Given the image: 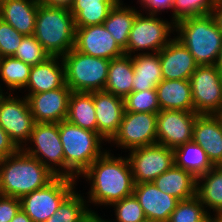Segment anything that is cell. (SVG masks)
<instances>
[{"instance_id":"obj_44","label":"cell","mask_w":222,"mask_h":222,"mask_svg":"<svg viewBox=\"0 0 222 222\" xmlns=\"http://www.w3.org/2000/svg\"><path fill=\"white\" fill-rule=\"evenodd\" d=\"M212 14L215 17L219 28L222 30V0H216Z\"/></svg>"},{"instance_id":"obj_22","label":"cell","mask_w":222,"mask_h":222,"mask_svg":"<svg viewBox=\"0 0 222 222\" xmlns=\"http://www.w3.org/2000/svg\"><path fill=\"white\" fill-rule=\"evenodd\" d=\"M39 0H4L0 8V18L19 33L33 35Z\"/></svg>"},{"instance_id":"obj_17","label":"cell","mask_w":222,"mask_h":222,"mask_svg":"<svg viewBox=\"0 0 222 222\" xmlns=\"http://www.w3.org/2000/svg\"><path fill=\"white\" fill-rule=\"evenodd\" d=\"M97 133L111 141L119 130L125 111L124 98L105 90L93 91Z\"/></svg>"},{"instance_id":"obj_18","label":"cell","mask_w":222,"mask_h":222,"mask_svg":"<svg viewBox=\"0 0 222 222\" xmlns=\"http://www.w3.org/2000/svg\"><path fill=\"white\" fill-rule=\"evenodd\" d=\"M192 141L201 146L214 166L222 165V114H199Z\"/></svg>"},{"instance_id":"obj_24","label":"cell","mask_w":222,"mask_h":222,"mask_svg":"<svg viewBox=\"0 0 222 222\" xmlns=\"http://www.w3.org/2000/svg\"><path fill=\"white\" fill-rule=\"evenodd\" d=\"M153 183L159 190L172 195L179 201L196 195L197 178L175 165L157 177Z\"/></svg>"},{"instance_id":"obj_37","label":"cell","mask_w":222,"mask_h":222,"mask_svg":"<svg viewBox=\"0 0 222 222\" xmlns=\"http://www.w3.org/2000/svg\"><path fill=\"white\" fill-rule=\"evenodd\" d=\"M12 57L34 66L45 62L51 56L34 35H26Z\"/></svg>"},{"instance_id":"obj_20","label":"cell","mask_w":222,"mask_h":222,"mask_svg":"<svg viewBox=\"0 0 222 222\" xmlns=\"http://www.w3.org/2000/svg\"><path fill=\"white\" fill-rule=\"evenodd\" d=\"M158 53L162 77L165 80H189L198 66L193 55L176 38Z\"/></svg>"},{"instance_id":"obj_7","label":"cell","mask_w":222,"mask_h":222,"mask_svg":"<svg viewBox=\"0 0 222 222\" xmlns=\"http://www.w3.org/2000/svg\"><path fill=\"white\" fill-rule=\"evenodd\" d=\"M75 184V179L57 176L45 187L21 197V209L33 222H46L75 190Z\"/></svg>"},{"instance_id":"obj_46","label":"cell","mask_w":222,"mask_h":222,"mask_svg":"<svg viewBox=\"0 0 222 222\" xmlns=\"http://www.w3.org/2000/svg\"><path fill=\"white\" fill-rule=\"evenodd\" d=\"M202 222H222V216L216 215L214 217H211L209 215L206 219H204Z\"/></svg>"},{"instance_id":"obj_1","label":"cell","mask_w":222,"mask_h":222,"mask_svg":"<svg viewBox=\"0 0 222 222\" xmlns=\"http://www.w3.org/2000/svg\"><path fill=\"white\" fill-rule=\"evenodd\" d=\"M106 150L80 176L91 181L90 203L112 205L134 191V180L128 157H114Z\"/></svg>"},{"instance_id":"obj_41","label":"cell","mask_w":222,"mask_h":222,"mask_svg":"<svg viewBox=\"0 0 222 222\" xmlns=\"http://www.w3.org/2000/svg\"><path fill=\"white\" fill-rule=\"evenodd\" d=\"M19 148L12 141L7 132L0 126V160L16 153Z\"/></svg>"},{"instance_id":"obj_3","label":"cell","mask_w":222,"mask_h":222,"mask_svg":"<svg viewBox=\"0 0 222 222\" xmlns=\"http://www.w3.org/2000/svg\"><path fill=\"white\" fill-rule=\"evenodd\" d=\"M178 39L198 65H216L222 47V30L213 14L196 16L175 24Z\"/></svg>"},{"instance_id":"obj_12","label":"cell","mask_w":222,"mask_h":222,"mask_svg":"<svg viewBox=\"0 0 222 222\" xmlns=\"http://www.w3.org/2000/svg\"><path fill=\"white\" fill-rule=\"evenodd\" d=\"M156 122V113L124 111L119 130L110 142L129 151L156 144Z\"/></svg>"},{"instance_id":"obj_5","label":"cell","mask_w":222,"mask_h":222,"mask_svg":"<svg viewBox=\"0 0 222 222\" xmlns=\"http://www.w3.org/2000/svg\"><path fill=\"white\" fill-rule=\"evenodd\" d=\"M33 35L50 56L62 57L75 46L74 17L69 9L39 3Z\"/></svg>"},{"instance_id":"obj_40","label":"cell","mask_w":222,"mask_h":222,"mask_svg":"<svg viewBox=\"0 0 222 222\" xmlns=\"http://www.w3.org/2000/svg\"><path fill=\"white\" fill-rule=\"evenodd\" d=\"M20 209L19 198L0 195V222H10Z\"/></svg>"},{"instance_id":"obj_33","label":"cell","mask_w":222,"mask_h":222,"mask_svg":"<svg viewBox=\"0 0 222 222\" xmlns=\"http://www.w3.org/2000/svg\"><path fill=\"white\" fill-rule=\"evenodd\" d=\"M31 66L12 56L0 58V78L9 90L25 88Z\"/></svg>"},{"instance_id":"obj_4","label":"cell","mask_w":222,"mask_h":222,"mask_svg":"<svg viewBox=\"0 0 222 222\" xmlns=\"http://www.w3.org/2000/svg\"><path fill=\"white\" fill-rule=\"evenodd\" d=\"M59 135L64 150L65 177L78 178L104 152V139L96 132L83 129L68 120L59 123Z\"/></svg>"},{"instance_id":"obj_21","label":"cell","mask_w":222,"mask_h":222,"mask_svg":"<svg viewBox=\"0 0 222 222\" xmlns=\"http://www.w3.org/2000/svg\"><path fill=\"white\" fill-rule=\"evenodd\" d=\"M60 56H51L45 62L31 66L26 89L28 94H38L63 87L65 82V67Z\"/></svg>"},{"instance_id":"obj_16","label":"cell","mask_w":222,"mask_h":222,"mask_svg":"<svg viewBox=\"0 0 222 222\" xmlns=\"http://www.w3.org/2000/svg\"><path fill=\"white\" fill-rule=\"evenodd\" d=\"M74 48L86 55L107 60L124 55V50L117 44L103 24L76 27Z\"/></svg>"},{"instance_id":"obj_23","label":"cell","mask_w":222,"mask_h":222,"mask_svg":"<svg viewBox=\"0 0 222 222\" xmlns=\"http://www.w3.org/2000/svg\"><path fill=\"white\" fill-rule=\"evenodd\" d=\"M155 89L160 110L194 111L189 80L163 79Z\"/></svg>"},{"instance_id":"obj_39","label":"cell","mask_w":222,"mask_h":222,"mask_svg":"<svg viewBox=\"0 0 222 222\" xmlns=\"http://www.w3.org/2000/svg\"><path fill=\"white\" fill-rule=\"evenodd\" d=\"M24 35L0 18V58L13 56Z\"/></svg>"},{"instance_id":"obj_45","label":"cell","mask_w":222,"mask_h":222,"mask_svg":"<svg viewBox=\"0 0 222 222\" xmlns=\"http://www.w3.org/2000/svg\"><path fill=\"white\" fill-rule=\"evenodd\" d=\"M10 222H33L27 214L20 209V211L15 215V217Z\"/></svg>"},{"instance_id":"obj_14","label":"cell","mask_w":222,"mask_h":222,"mask_svg":"<svg viewBox=\"0 0 222 222\" xmlns=\"http://www.w3.org/2000/svg\"><path fill=\"white\" fill-rule=\"evenodd\" d=\"M194 111L160 110L157 113V143L174 149L192 141Z\"/></svg>"},{"instance_id":"obj_49","label":"cell","mask_w":222,"mask_h":222,"mask_svg":"<svg viewBox=\"0 0 222 222\" xmlns=\"http://www.w3.org/2000/svg\"><path fill=\"white\" fill-rule=\"evenodd\" d=\"M4 95L3 91L1 90V86H0V98Z\"/></svg>"},{"instance_id":"obj_50","label":"cell","mask_w":222,"mask_h":222,"mask_svg":"<svg viewBox=\"0 0 222 222\" xmlns=\"http://www.w3.org/2000/svg\"><path fill=\"white\" fill-rule=\"evenodd\" d=\"M3 1H4V0H0V8H1V6H2Z\"/></svg>"},{"instance_id":"obj_2","label":"cell","mask_w":222,"mask_h":222,"mask_svg":"<svg viewBox=\"0 0 222 222\" xmlns=\"http://www.w3.org/2000/svg\"><path fill=\"white\" fill-rule=\"evenodd\" d=\"M57 175L19 149L0 160V195L21 198L52 182Z\"/></svg>"},{"instance_id":"obj_6","label":"cell","mask_w":222,"mask_h":222,"mask_svg":"<svg viewBox=\"0 0 222 222\" xmlns=\"http://www.w3.org/2000/svg\"><path fill=\"white\" fill-rule=\"evenodd\" d=\"M66 85L75 92L104 90L110 60L93 57L71 49L62 56Z\"/></svg>"},{"instance_id":"obj_9","label":"cell","mask_w":222,"mask_h":222,"mask_svg":"<svg viewBox=\"0 0 222 222\" xmlns=\"http://www.w3.org/2000/svg\"><path fill=\"white\" fill-rule=\"evenodd\" d=\"M28 141L33 142L36 148L23 147L24 152L38 159L55 175L65 176L64 150L59 135V123H35ZM60 168L64 171H60Z\"/></svg>"},{"instance_id":"obj_31","label":"cell","mask_w":222,"mask_h":222,"mask_svg":"<svg viewBox=\"0 0 222 222\" xmlns=\"http://www.w3.org/2000/svg\"><path fill=\"white\" fill-rule=\"evenodd\" d=\"M66 120L83 129H88L97 133L93 92L72 91L69 98Z\"/></svg>"},{"instance_id":"obj_32","label":"cell","mask_w":222,"mask_h":222,"mask_svg":"<svg viewBox=\"0 0 222 222\" xmlns=\"http://www.w3.org/2000/svg\"><path fill=\"white\" fill-rule=\"evenodd\" d=\"M83 197L74 190L46 222H88L96 214L89 210Z\"/></svg>"},{"instance_id":"obj_8","label":"cell","mask_w":222,"mask_h":222,"mask_svg":"<svg viewBox=\"0 0 222 222\" xmlns=\"http://www.w3.org/2000/svg\"><path fill=\"white\" fill-rule=\"evenodd\" d=\"M194 112L222 114V73L216 65H198L189 78Z\"/></svg>"},{"instance_id":"obj_42","label":"cell","mask_w":222,"mask_h":222,"mask_svg":"<svg viewBox=\"0 0 222 222\" xmlns=\"http://www.w3.org/2000/svg\"><path fill=\"white\" fill-rule=\"evenodd\" d=\"M141 2V7L146 9L150 15H156L164 9H171L173 0H138Z\"/></svg>"},{"instance_id":"obj_10","label":"cell","mask_w":222,"mask_h":222,"mask_svg":"<svg viewBox=\"0 0 222 222\" xmlns=\"http://www.w3.org/2000/svg\"><path fill=\"white\" fill-rule=\"evenodd\" d=\"M157 15H142L139 13L131 28L125 55L132 56V52L151 50L153 53L159 52L172 38L169 34L174 31L175 23L166 22L156 17Z\"/></svg>"},{"instance_id":"obj_15","label":"cell","mask_w":222,"mask_h":222,"mask_svg":"<svg viewBox=\"0 0 222 222\" xmlns=\"http://www.w3.org/2000/svg\"><path fill=\"white\" fill-rule=\"evenodd\" d=\"M71 93L72 90L65 84L54 90L26 94L35 123H60L66 120Z\"/></svg>"},{"instance_id":"obj_25","label":"cell","mask_w":222,"mask_h":222,"mask_svg":"<svg viewBox=\"0 0 222 222\" xmlns=\"http://www.w3.org/2000/svg\"><path fill=\"white\" fill-rule=\"evenodd\" d=\"M134 78L132 91L155 89L163 80L159 53H138L132 57Z\"/></svg>"},{"instance_id":"obj_38","label":"cell","mask_w":222,"mask_h":222,"mask_svg":"<svg viewBox=\"0 0 222 222\" xmlns=\"http://www.w3.org/2000/svg\"><path fill=\"white\" fill-rule=\"evenodd\" d=\"M117 222H143L147 221L142 207L134 194L113 203ZM111 221V222H116Z\"/></svg>"},{"instance_id":"obj_13","label":"cell","mask_w":222,"mask_h":222,"mask_svg":"<svg viewBox=\"0 0 222 222\" xmlns=\"http://www.w3.org/2000/svg\"><path fill=\"white\" fill-rule=\"evenodd\" d=\"M34 124L26 97L23 99L12 97L9 92L8 96L3 95L0 98V126L19 149L27 146L26 142L30 138Z\"/></svg>"},{"instance_id":"obj_48","label":"cell","mask_w":222,"mask_h":222,"mask_svg":"<svg viewBox=\"0 0 222 222\" xmlns=\"http://www.w3.org/2000/svg\"><path fill=\"white\" fill-rule=\"evenodd\" d=\"M216 66L220 70V72L222 73V47L220 50V55H219L218 61L216 63Z\"/></svg>"},{"instance_id":"obj_34","label":"cell","mask_w":222,"mask_h":222,"mask_svg":"<svg viewBox=\"0 0 222 222\" xmlns=\"http://www.w3.org/2000/svg\"><path fill=\"white\" fill-rule=\"evenodd\" d=\"M216 0H173V23L181 20L210 15L213 13Z\"/></svg>"},{"instance_id":"obj_43","label":"cell","mask_w":222,"mask_h":222,"mask_svg":"<svg viewBox=\"0 0 222 222\" xmlns=\"http://www.w3.org/2000/svg\"><path fill=\"white\" fill-rule=\"evenodd\" d=\"M74 0H39V3L49 6L70 9Z\"/></svg>"},{"instance_id":"obj_27","label":"cell","mask_w":222,"mask_h":222,"mask_svg":"<svg viewBox=\"0 0 222 222\" xmlns=\"http://www.w3.org/2000/svg\"><path fill=\"white\" fill-rule=\"evenodd\" d=\"M120 0H74L69 9L74 17L75 27L103 24L109 11Z\"/></svg>"},{"instance_id":"obj_30","label":"cell","mask_w":222,"mask_h":222,"mask_svg":"<svg viewBox=\"0 0 222 222\" xmlns=\"http://www.w3.org/2000/svg\"><path fill=\"white\" fill-rule=\"evenodd\" d=\"M173 151L174 165L192 173L196 178L206 174L214 167L206 152L193 141L182 144Z\"/></svg>"},{"instance_id":"obj_29","label":"cell","mask_w":222,"mask_h":222,"mask_svg":"<svg viewBox=\"0 0 222 222\" xmlns=\"http://www.w3.org/2000/svg\"><path fill=\"white\" fill-rule=\"evenodd\" d=\"M196 196L205 209H213L216 215L222 216V165L197 178Z\"/></svg>"},{"instance_id":"obj_11","label":"cell","mask_w":222,"mask_h":222,"mask_svg":"<svg viewBox=\"0 0 222 222\" xmlns=\"http://www.w3.org/2000/svg\"><path fill=\"white\" fill-rule=\"evenodd\" d=\"M128 160L135 184L153 182L174 165V151L161 144L130 150Z\"/></svg>"},{"instance_id":"obj_35","label":"cell","mask_w":222,"mask_h":222,"mask_svg":"<svg viewBox=\"0 0 222 222\" xmlns=\"http://www.w3.org/2000/svg\"><path fill=\"white\" fill-rule=\"evenodd\" d=\"M195 195L192 198L178 201L168 222H202L210 213Z\"/></svg>"},{"instance_id":"obj_47","label":"cell","mask_w":222,"mask_h":222,"mask_svg":"<svg viewBox=\"0 0 222 222\" xmlns=\"http://www.w3.org/2000/svg\"><path fill=\"white\" fill-rule=\"evenodd\" d=\"M88 222H110V221L102 219L100 216H98V214H93L89 218Z\"/></svg>"},{"instance_id":"obj_19","label":"cell","mask_w":222,"mask_h":222,"mask_svg":"<svg viewBox=\"0 0 222 222\" xmlns=\"http://www.w3.org/2000/svg\"><path fill=\"white\" fill-rule=\"evenodd\" d=\"M133 194L150 222H168L179 201L159 190L153 182L135 184Z\"/></svg>"},{"instance_id":"obj_26","label":"cell","mask_w":222,"mask_h":222,"mask_svg":"<svg viewBox=\"0 0 222 222\" xmlns=\"http://www.w3.org/2000/svg\"><path fill=\"white\" fill-rule=\"evenodd\" d=\"M134 69L132 56L123 55L110 60L108 78L104 90L125 98L132 92Z\"/></svg>"},{"instance_id":"obj_36","label":"cell","mask_w":222,"mask_h":222,"mask_svg":"<svg viewBox=\"0 0 222 222\" xmlns=\"http://www.w3.org/2000/svg\"><path fill=\"white\" fill-rule=\"evenodd\" d=\"M125 111L158 113L160 105L156 89L132 91L124 98Z\"/></svg>"},{"instance_id":"obj_28","label":"cell","mask_w":222,"mask_h":222,"mask_svg":"<svg viewBox=\"0 0 222 222\" xmlns=\"http://www.w3.org/2000/svg\"><path fill=\"white\" fill-rule=\"evenodd\" d=\"M122 1H119L109 11L103 25L107 31L116 40L117 44L125 50L127 47L129 34L139 10L135 7H124Z\"/></svg>"}]
</instances>
